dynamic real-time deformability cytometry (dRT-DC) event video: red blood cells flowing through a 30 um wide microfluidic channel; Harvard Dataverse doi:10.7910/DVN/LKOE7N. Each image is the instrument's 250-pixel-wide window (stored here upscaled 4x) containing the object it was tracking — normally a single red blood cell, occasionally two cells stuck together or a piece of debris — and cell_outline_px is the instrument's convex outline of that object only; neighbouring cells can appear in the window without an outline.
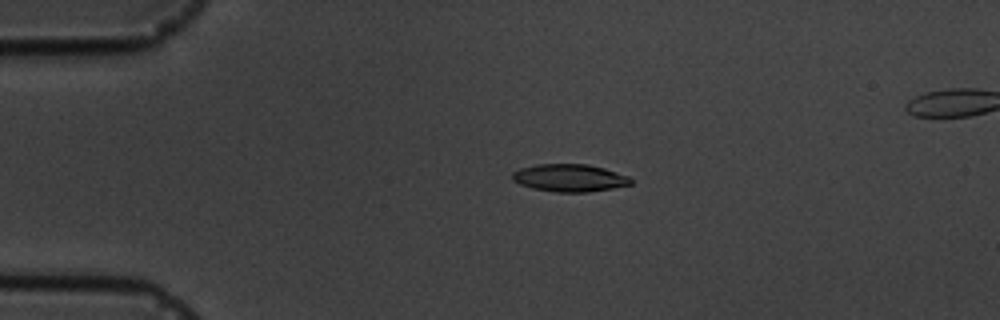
{"species": "common noctule bat (a hibernating species)", "species_latin": "Nyctalus noctula", "temperature_condition": "cold", "stored_images_in_passage": 6, "camera_frame_rate_fps": 3000, "um_per_image_px": 0.085, "animal": {"sex": "male", "body_mass_g": 19.5, "forearm_length_mm": 54.6}, "frame": {"image": 1, "passage_image": 4, "time_ms": 3.667, "image_size_px": [1000, 320], "cell_outline_px": [[632, 184], [612, 188], [588, 192], [556, 192], [532, 188], [520, 184], [512, 180], [512, 172], [520, 168], [536, 164], [588, 164], [604, 168], [628, 176], [632, 180]], "centroid_in_image_um": [48.39, 15.12], "position_along_channel_um": 36.6, "area_um2": 19.02}}